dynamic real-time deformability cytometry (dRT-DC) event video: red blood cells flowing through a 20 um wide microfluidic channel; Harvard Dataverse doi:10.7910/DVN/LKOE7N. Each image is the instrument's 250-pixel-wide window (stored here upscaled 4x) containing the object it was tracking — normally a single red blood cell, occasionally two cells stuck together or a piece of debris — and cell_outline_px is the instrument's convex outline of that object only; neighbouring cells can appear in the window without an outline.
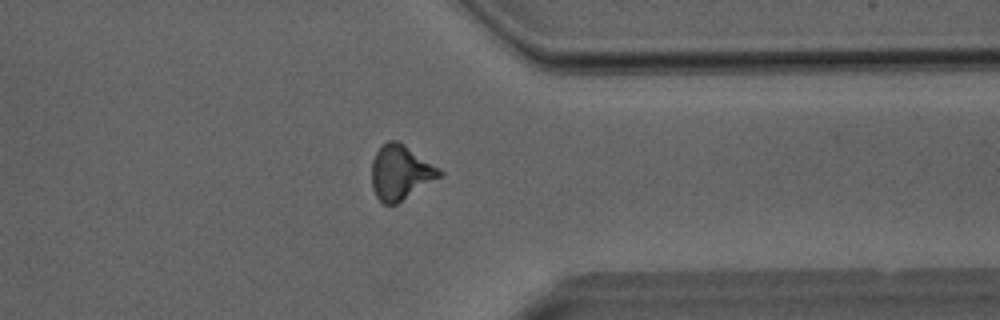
{"species": "Egyptian fruit bat (a non-hibernating species)", "species_latin": "Rousettus aegyptiacus", "temperature_condition": "room temperature", "stored_images_in_passage": 39, "camera_frame_rate_fps": 3000, "um_per_image_px": 0.085, "animal": {"sex": "male"}, "frame": {"image": 1, "passage_image": 30, "time_ms": 9.667, "image_size_px": [1000, 320], "cell_outline_px": [[444, 176], [396, 204], [384, 204], [376, 196], [372, 188], [372, 160], [376, 152], [388, 140], [396, 140], [404, 144], [440, 168], [444, 172]], "centroid_in_image_um": [34.08, 14.67], "position_along_channel_um": 377.3, "area_um2": 21.73}}
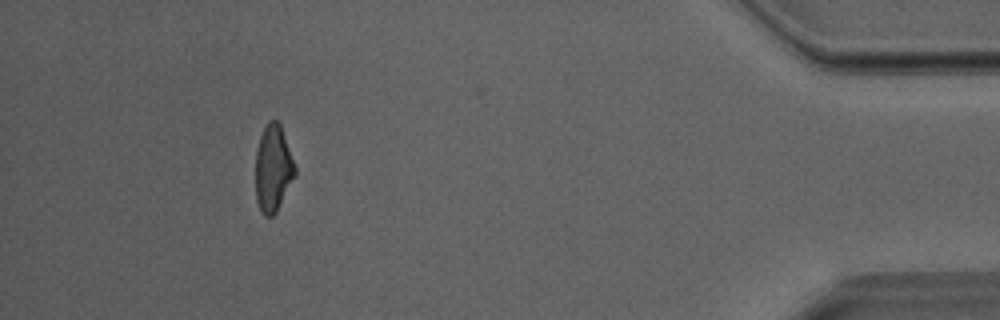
{"frame": {"image": 2, "passage_image": 35, "time_ms": 11.333, "image_size_px": [1000, 320], "cell_outline_px": [[296, 176], [276, 212], [272, 216], [264, 216], [260, 212], [256, 200], [256, 152], [260, 136], [268, 120], [276, 120], [280, 124], [296, 168]], "centroid_in_image_um": [23.21, 14.35], "position_along_channel_um": 412.0, "area_um2": 19.94}}